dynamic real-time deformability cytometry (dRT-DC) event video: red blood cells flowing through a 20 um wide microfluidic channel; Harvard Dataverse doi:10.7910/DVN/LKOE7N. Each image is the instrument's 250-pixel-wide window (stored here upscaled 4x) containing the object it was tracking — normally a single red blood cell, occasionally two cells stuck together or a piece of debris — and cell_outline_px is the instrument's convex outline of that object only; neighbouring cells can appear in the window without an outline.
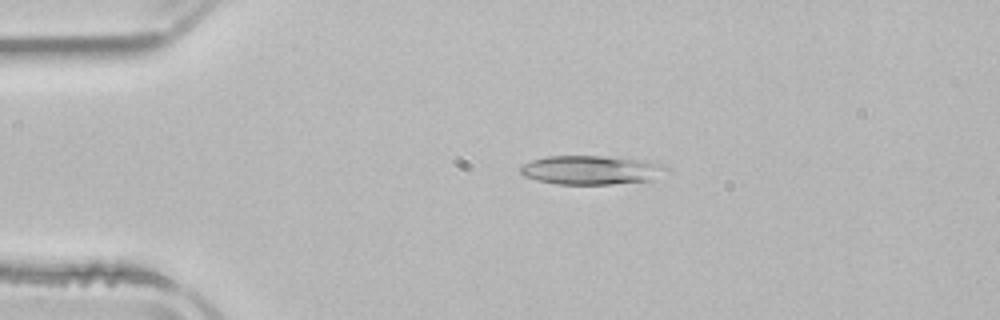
{"species": "common noctule bat (a hibernating species)", "species_latin": "Nyctalus noctula", "temperature_condition": "room temperature", "stored_images_in_passage": 3, "camera_frame_rate_fps": 3000, "um_per_image_px": 0.085, "animal": {"sex": "male", "body_mass_g": 21.5, "forearm_length_mm": 52.0}, "frame": {"image": 1, "passage_image": 2, "time_ms": 1.333, "image_size_px": [1000, 320], "cell_outline_px": [[672, 168], [648, 180], [612, 184], [556, 184], [536, 180], [524, 176], [520, 172], [520, 168], [524, 164], [532, 160], [548, 156], [600, 156], [640, 160], [664, 164]], "centroid_in_image_um": [50.22, 14.45], "position_along_channel_um": 34.8, "area_um2": 24.33}}